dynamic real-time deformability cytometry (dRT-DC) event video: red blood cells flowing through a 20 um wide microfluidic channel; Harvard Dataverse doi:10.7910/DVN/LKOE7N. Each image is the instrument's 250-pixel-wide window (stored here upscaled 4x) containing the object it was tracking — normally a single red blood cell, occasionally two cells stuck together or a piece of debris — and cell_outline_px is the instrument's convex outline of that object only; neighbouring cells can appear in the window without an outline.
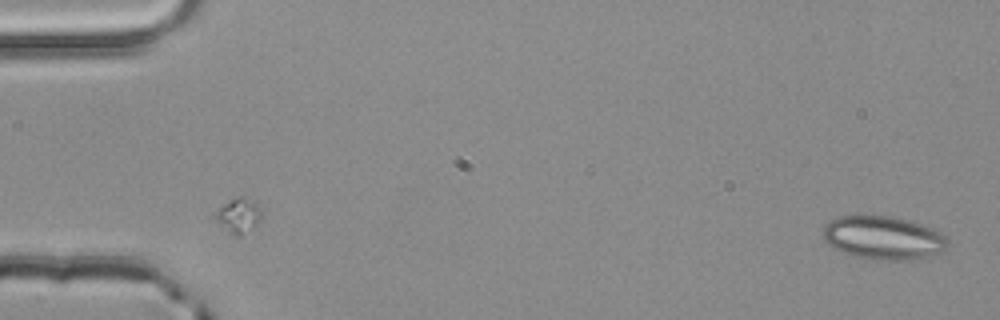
{"species": "common noctule bat (a hibernating species)", "species_latin": "Nyctalus noctula", "temperature_condition": "room temperature", "stored_images_in_passage": 4, "camera_frame_rate_fps": 3000, "um_per_image_px": 0.085, "animal": {"sex": "male", "body_mass_g": 20.4}, "frame": {"image": 1, "passage_image": 1, "time_ms": 0.0, "image_size_px": [1000, 320], "cell_outline_px": [[948, 244], [940, 252], [928, 256], [908, 260], [876, 260], [852, 256], [840, 252], [828, 244], [824, 240], [824, 228], [828, 220], [840, 216], [888, 216], [920, 224], [940, 232], [948, 240]], "centroid_in_image_um": [75.03, 20.23], "position_along_channel_um": 10.0, "area_um2": 31.27}}